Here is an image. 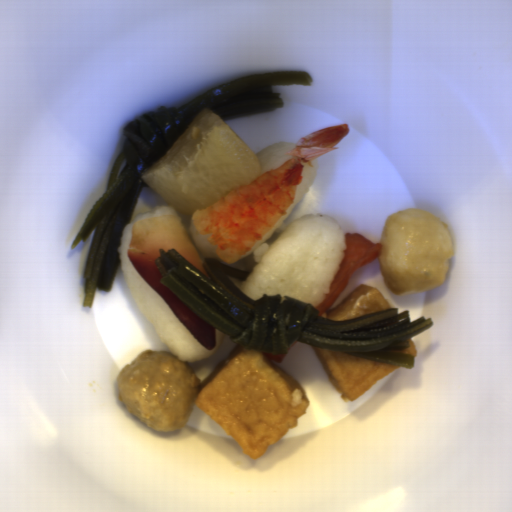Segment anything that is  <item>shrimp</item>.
Returning a JSON list of instances; mask_svg holds the SVG:
<instances>
[{"label": "shrimp", "instance_id": "a79e029a", "mask_svg": "<svg viewBox=\"0 0 512 512\" xmlns=\"http://www.w3.org/2000/svg\"><path fill=\"white\" fill-rule=\"evenodd\" d=\"M350 130L338 124L310 133L296 143L289 161L194 211L192 226L215 247L222 264L231 266L243 258L282 220L303 180L305 165L334 149Z\"/></svg>", "mask_w": 512, "mask_h": 512}]
</instances>
